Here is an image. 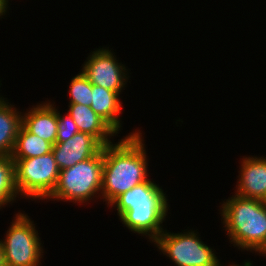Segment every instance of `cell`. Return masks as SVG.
Returning <instances> with one entry per match:
<instances>
[{"instance_id": "17", "label": "cell", "mask_w": 266, "mask_h": 266, "mask_svg": "<svg viewBox=\"0 0 266 266\" xmlns=\"http://www.w3.org/2000/svg\"><path fill=\"white\" fill-rule=\"evenodd\" d=\"M69 88V103L91 106L92 84L82 72L72 78Z\"/></svg>"}, {"instance_id": "14", "label": "cell", "mask_w": 266, "mask_h": 266, "mask_svg": "<svg viewBox=\"0 0 266 266\" xmlns=\"http://www.w3.org/2000/svg\"><path fill=\"white\" fill-rule=\"evenodd\" d=\"M4 99L0 97V156H11L22 125V113Z\"/></svg>"}, {"instance_id": "21", "label": "cell", "mask_w": 266, "mask_h": 266, "mask_svg": "<svg viewBox=\"0 0 266 266\" xmlns=\"http://www.w3.org/2000/svg\"><path fill=\"white\" fill-rule=\"evenodd\" d=\"M256 252H259V254L262 253V254L266 255V241L263 243V245Z\"/></svg>"}, {"instance_id": "8", "label": "cell", "mask_w": 266, "mask_h": 266, "mask_svg": "<svg viewBox=\"0 0 266 266\" xmlns=\"http://www.w3.org/2000/svg\"><path fill=\"white\" fill-rule=\"evenodd\" d=\"M114 56L109 48L97 49L88 56L81 70L91 84L120 94L128 79L127 69Z\"/></svg>"}, {"instance_id": "1", "label": "cell", "mask_w": 266, "mask_h": 266, "mask_svg": "<svg viewBox=\"0 0 266 266\" xmlns=\"http://www.w3.org/2000/svg\"><path fill=\"white\" fill-rule=\"evenodd\" d=\"M139 131L103 146L101 194L108 206L122 193L147 181V158Z\"/></svg>"}, {"instance_id": "9", "label": "cell", "mask_w": 266, "mask_h": 266, "mask_svg": "<svg viewBox=\"0 0 266 266\" xmlns=\"http://www.w3.org/2000/svg\"><path fill=\"white\" fill-rule=\"evenodd\" d=\"M102 147L90 134L78 132L64 142L55 143L52 153L59 169L62 170L94 157Z\"/></svg>"}, {"instance_id": "20", "label": "cell", "mask_w": 266, "mask_h": 266, "mask_svg": "<svg viewBox=\"0 0 266 266\" xmlns=\"http://www.w3.org/2000/svg\"><path fill=\"white\" fill-rule=\"evenodd\" d=\"M0 266H6L5 260H4V248H3L1 240H0Z\"/></svg>"}, {"instance_id": "10", "label": "cell", "mask_w": 266, "mask_h": 266, "mask_svg": "<svg viewBox=\"0 0 266 266\" xmlns=\"http://www.w3.org/2000/svg\"><path fill=\"white\" fill-rule=\"evenodd\" d=\"M236 195L251 199H266V158L243 157Z\"/></svg>"}, {"instance_id": "12", "label": "cell", "mask_w": 266, "mask_h": 266, "mask_svg": "<svg viewBox=\"0 0 266 266\" xmlns=\"http://www.w3.org/2000/svg\"><path fill=\"white\" fill-rule=\"evenodd\" d=\"M22 125L54 145L57 138V109L50 102L36 105L22 115Z\"/></svg>"}, {"instance_id": "16", "label": "cell", "mask_w": 266, "mask_h": 266, "mask_svg": "<svg viewBox=\"0 0 266 266\" xmlns=\"http://www.w3.org/2000/svg\"><path fill=\"white\" fill-rule=\"evenodd\" d=\"M19 196L15 184V165L11 156H0V209Z\"/></svg>"}, {"instance_id": "11", "label": "cell", "mask_w": 266, "mask_h": 266, "mask_svg": "<svg viewBox=\"0 0 266 266\" xmlns=\"http://www.w3.org/2000/svg\"><path fill=\"white\" fill-rule=\"evenodd\" d=\"M68 107V113L76 123L79 132L90 134L102 146L112 143L109 139L115 136L117 132L90 106L69 103Z\"/></svg>"}, {"instance_id": "18", "label": "cell", "mask_w": 266, "mask_h": 266, "mask_svg": "<svg viewBox=\"0 0 266 266\" xmlns=\"http://www.w3.org/2000/svg\"><path fill=\"white\" fill-rule=\"evenodd\" d=\"M79 130L73 118L68 113L67 115L61 116L57 110V138L56 143L64 142L72 138Z\"/></svg>"}, {"instance_id": "7", "label": "cell", "mask_w": 266, "mask_h": 266, "mask_svg": "<svg viewBox=\"0 0 266 266\" xmlns=\"http://www.w3.org/2000/svg\"><path fill=\"white\" fill-rule=\"evenodd\" d=\"M195 231L171 233L163 231L153 242L177 266H222L214 250Z\"/></svg>"}, {"instance_id": "5", "label": "cell", "mask_w": 266, "mask_h": 266, "mask_svg": "<svg viewBox=\"0 0 266 266\" xmlns=\"http://www.w3.org/2000/svg\"><path fill=\"white\" fill-rule=\"evenodd\" d=\"M13 161L18 194L31 200L48 199L57 185L60 172L53 153Z\"/></svg>"}, {"instance_id": "2", "label": "cell", "mask_w": 266, "mask_h": 266, "mask_svg": "<svg viewBox=\"0 0 266 266\" xmlns=\"http://www.w3.org/2000/svg\"><path fill=\"white\" fill-rule=\"evenodd\" d=\"M162 188L148 179L118 196L110 205L134 233L147 235L152 242L164 231L161 224L168 212L167 196Z\"/></svg>"}, {"instance_id": "6", "label": "cell", "mask_w": 266, "mask_h": 266, "mask_svg": "<svg viewBox=\"0 0 266 266\" xmlns=\"http://www.w3.org/2000/svg\"><path fill=\"white\" fill-rule=\"evenodd\" d=\"M27 214L18 213L2 242L6 266H39L43 257L38 231Z\"/></svg>"}, {"instance_id": "4", "label": "cell", "mask_w": 266, "mask_h": 266, "mask_svg": "<svg viewBox=\"0 0 266 266\" xmlns=\"http://www.w3.org/2000/svg\"><path fill=\"white\" fill-rule=\"evenodd\" d=\"M103 169V147L92 158L62 169L55 189L48 198L85 203L101 193ZM98 192V193H97Z\"/></svg>"}, {"instance_id": "22", "label": "cell", "mask_w": 266, "mask_h": 266, "mask_svg": "<svg viewBox=\"0 0 266 266\" xmlns=\"http://www.w3.org/2000/svg\"><path fill=\"white\" fill-rule=\"evenodd\" d=\"M251 265H252V263H251L250 261L247 260V262L245 261V262H244V265H242V266H251ZM230 266H241V265H236V264L233 265V264H232V265H230Z\"/></svg>"}, {"instance_id": "15", "label": "cell", "mask_w": 266, "mask_h": 266, "mask_svg": "<svg viewBox=\"0 0 266 266\" xmlns=\"http://www.w3.org/2000/svg\"><path fill=\"white\" fill-rule=\"evenodd\" d=\"M53 144L29 132L21 125L11 154L12 159H27L52 152Z\"/></svg>"}, {"instance_id": "3", "label": "cell", "mask_w": 266, "mask_h": 266, "mask_svg": "<svg viewBox=\"0 0 266 266\" xmlns=\"http://www.w3.org/2000/svg\"><path fill=\"white\" fill-rule=\"evenodd\" d=\"M221 207L230 242L239 249L256 252L266 241V203L235 194Z\"/></svg>"}, {"instance_id": "13", "label": "cell", "mask_w": 266, "mask_h": 266, "mask_svg": "<svg viewBox=\"0 0 266 266\" xmlns=\"http://www.w3.org/2000/svg\"><path fill=\"white\" fill-rule=\"evenodd\" d=\"M117 92L92 84L91 108L104 119L117 133L122 127L119 114L121 102Z\"/></svg>"}, {"instance_id": "19", "label": "cell", "mask_w": 266, "mask_h": 266, "mask_svg": "<svg viewBox=\"0 0 266 266\" xmlns=\"http://www.w3.org/2000/svg\"><path fill=\"white\" fill-rule=\"evenodd\" d=\"M8 0H0V16L6 14V10L8 8Z\"/></svg>"}]
</instances>
